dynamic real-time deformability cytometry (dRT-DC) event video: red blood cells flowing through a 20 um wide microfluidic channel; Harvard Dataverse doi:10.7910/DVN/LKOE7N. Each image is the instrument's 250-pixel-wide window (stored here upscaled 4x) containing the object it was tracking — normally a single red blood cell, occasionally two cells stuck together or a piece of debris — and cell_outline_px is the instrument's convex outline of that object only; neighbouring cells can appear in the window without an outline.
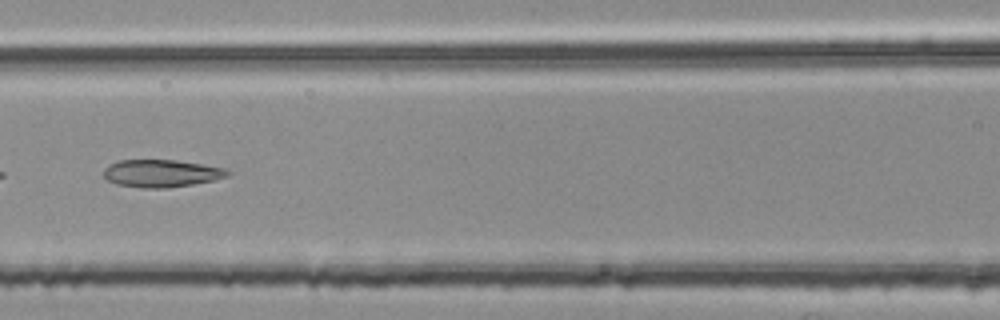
{"species": "common noctule bat (a hibernating species)", "species_latin": "Nyctalus noctula", "temperature_condition": "room temperature", "stored_images_in_passage": 5, "segment_of_instrument_passage": [2, 2], "camera_frame_rate_fps": 3000, "um_per_image_px": 0.085, "animal": {"sex": "female", "body_mass_g": 25.1}, "frame": {"image": 1, "passage_image": 5, "time_ms": 1.333, "image_size_px": [1000, 320], "cell_outline_px": [[232, 172], [228, 176], [212, 180], [192, 184], [168, 188], [144, 188], [116, 184], [108, 180], [104, 176], [104, 168], [108, 164], [120, 160], [176, 160], [224, 168]], "centroid_in_image_um": [13.69, 14.73], "position_along_channel_um": 152.9, "area_um2": 19.77}}